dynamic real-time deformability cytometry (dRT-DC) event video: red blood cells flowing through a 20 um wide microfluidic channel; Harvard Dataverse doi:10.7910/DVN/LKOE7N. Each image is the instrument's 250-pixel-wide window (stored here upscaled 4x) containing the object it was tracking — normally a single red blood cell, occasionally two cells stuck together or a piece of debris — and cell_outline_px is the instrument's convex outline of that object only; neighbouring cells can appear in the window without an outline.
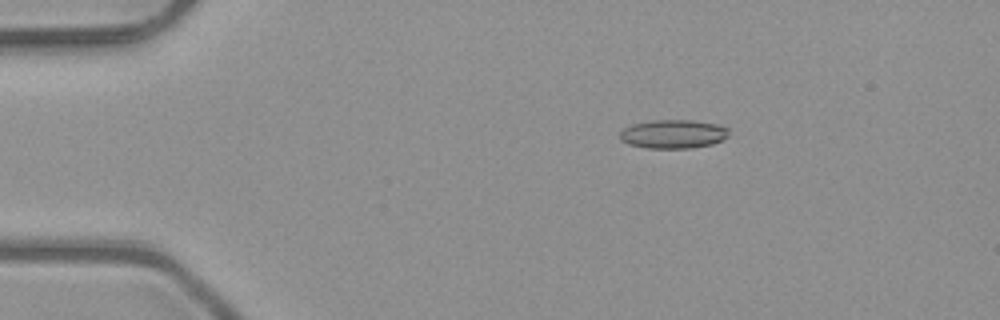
{"species": "common noctule bat (a hibernating species)", "species_latin": "Nyctalus noctula", "temperature_condition": "room temperature", "stored_images_in_passage": 2, "camera_frame_rate_fps": 3000, "um_per_image_px": 0.085, "animal": {"sex": "male", "body_mass_g": 23.1, "forearm_length_mm": 52.7}, "frame": {"image": 1, "passage_image": 2, "time_ms": 0.333, "image_size_px": [1000, 320], "cell_outline_px": [[728, 136], [724, 140], [712, 144], [692, 148], [644, 148], [628, 144], [620, 140], [620, 132], [624, 128], [632, 124], [652, 120], [692, 120], [716, 124], [728, 128]], "centroid_in_image_um": [57.22, 11.4], "position_along_channel_um": 27.8, "area_um2": 18.38}}